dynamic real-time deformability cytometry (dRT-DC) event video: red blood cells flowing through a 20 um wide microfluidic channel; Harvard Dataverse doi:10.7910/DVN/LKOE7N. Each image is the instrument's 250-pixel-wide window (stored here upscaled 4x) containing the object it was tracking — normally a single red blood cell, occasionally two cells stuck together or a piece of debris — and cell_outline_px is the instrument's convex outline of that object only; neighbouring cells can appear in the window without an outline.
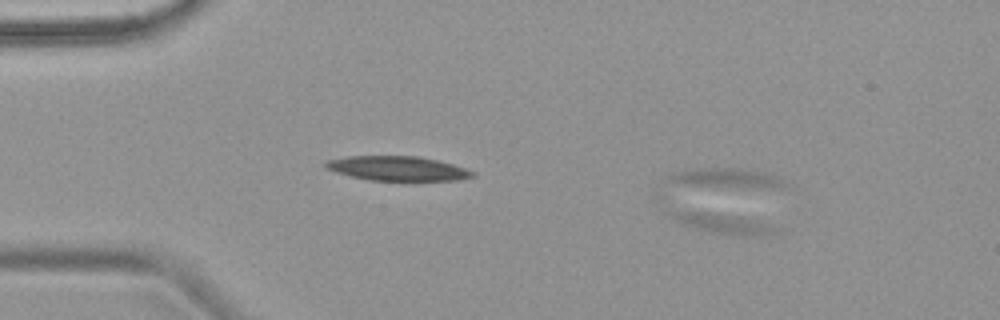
{"species": "common noctule bat (a hibernating species)", "species_latin": "Nyctalus noctula", "temperature_condition": "warm", "stored_images_in_passage": 8, "segment_of_instrument_passage": [1, 2], "camera_frame_rate_fps": 3000, "um_per_image_px": 0.085, "animal": {"sex": "female", "body_mass_g": 18.4}, "frame": {"image": 1, "passage_image": 3, "time_ms": 3.333, "image_size_px": [1000, 320], "cell_outline_px": [[780, 232], [772, 236], [736, 236], [712, 232], [692, 228], [680, 224], [668, 216], [668, 208], [672, 208], [708, 212], [740, 216], [772, 228]], "centroid_in_image_um": [61.23, 18.97], "position_along_channel_um": 23.8, "area_um2": 12.66}}